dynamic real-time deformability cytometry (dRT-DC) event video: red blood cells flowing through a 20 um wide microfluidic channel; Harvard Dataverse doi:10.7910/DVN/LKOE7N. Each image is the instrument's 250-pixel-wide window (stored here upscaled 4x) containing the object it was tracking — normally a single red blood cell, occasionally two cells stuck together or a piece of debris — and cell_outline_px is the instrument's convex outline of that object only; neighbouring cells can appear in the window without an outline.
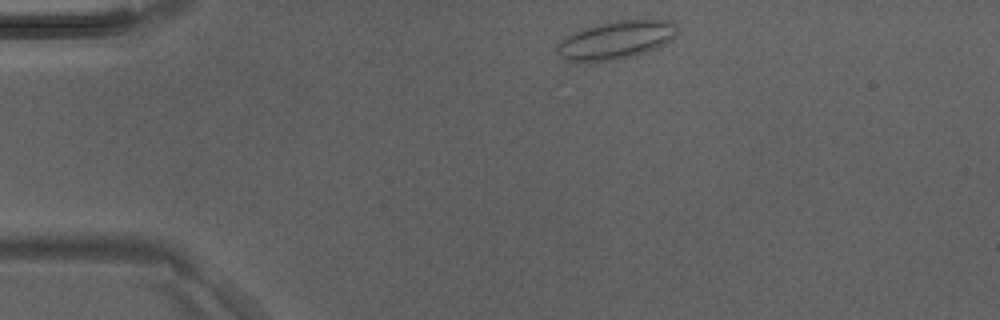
{"species": "Egyptian fruit bat (a non-hibernating species)", "species_latin": "Rousettus aegyptiacus", "temperature_condition": "room temperature", "stored_images_in_passage": 2, "camera_frame_rate_fps": 3000, "um_per_image_px": 0.085, "animal": {"sex": "male"}, "frame": {"image": 1, "passage_image": 1, "time_ms": 0.0, "image_size_px": [1000, 320], "cell_outline_px": [[676, 36], [672, 40], [656, 48], [636, 56], [616, 60], [588, 64], [564, 60], [556, 52], [556, 44], [564, 36], [580, 28], [616, 20], [672, 20], [676, 24]], "centroid_in_image_um": [52.28, 3.43], "position_along_channel_um": 32.7, "area_um2": 27.63}}